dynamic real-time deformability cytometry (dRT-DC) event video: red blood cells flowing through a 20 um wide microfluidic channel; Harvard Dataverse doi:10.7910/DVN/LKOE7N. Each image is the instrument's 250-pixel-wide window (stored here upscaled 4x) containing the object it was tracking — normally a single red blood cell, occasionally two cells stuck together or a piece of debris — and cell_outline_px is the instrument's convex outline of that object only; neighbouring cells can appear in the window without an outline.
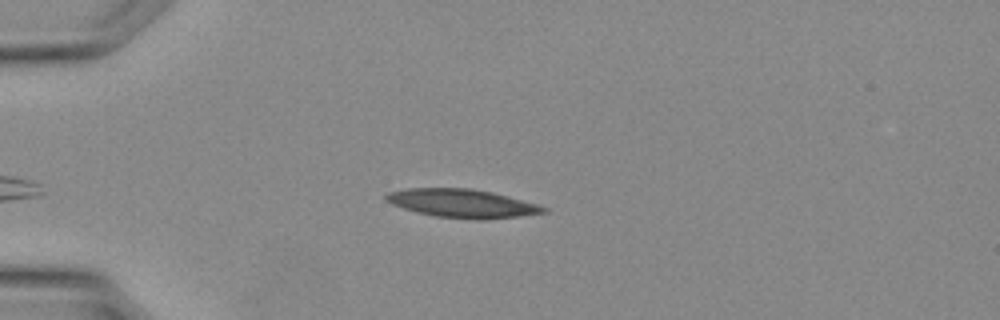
{"species": "Egyptian fruit bat (a non-hibernating species)", "species_latin": "Rousettus aegyptiacus", "temperature_condition": "warm", "stored_images_in_passage": 27, "camera_frame_rate_fps": 3000, "um_per_image_px": 0.085, "animal": {"sex": "female"}, "frame": {"image": 1, "passage_image": 3, "time_ms": 0.667, "image_size_px": [1000, 320], "cell_outline_px": [[548, 212], [516, 216], [480, 220], [476, 220], [436, 216], [404, 208], [392, 204], [384, 200], [384, 196], [388, 192], [408, 188], [472, 188], [492, 192], [536, 204], [548, 208]], "centroid_in_image_um": [39.26, 17.28], "position_along_channel_um": 45.7, "area_um2": 25.84}}
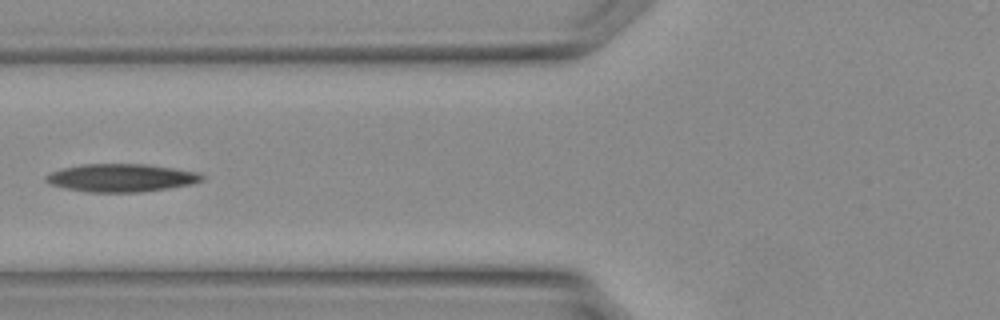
{"frame": {"image": 2, "passage_image": 8, "time_ms": 2.333, "image_size_px": [1000, 320], "cell_outline_px": [[204, 180], [192, 184], [136, 192], [88, 192], [68, 188], [52, 184], [44, 180], [44, 176], [52, 172], [64, 168], [80, 164], [152, 164], [200, 172], [204, 176]], "centroid_in_image_um": [10.35, 15.1], "position_along_channel_um": 115.4, "area_um2": 25.32}}
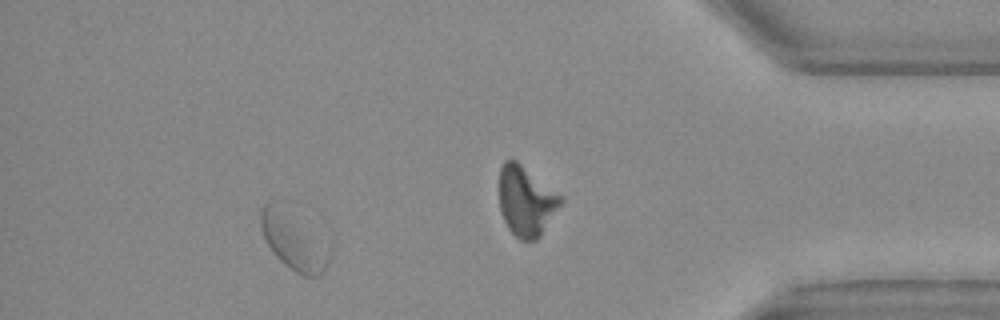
{"frame": {"image": 3, "passage_image": 23, "time_ms": 7.333, "image_size_px": [1000, 320], "cell_outline_px": [[328, 264], [316, 276], [304, 276], [296, 272], [284, 264], [276, 256], [268, 244], [260, 228], [260, 208], [268, 200], [272, 200], [328, 256]], "centroid_in_image_um": [24.72, 20.56], "position_along_channel_um": 410.5, "area_um2": 19.71}}